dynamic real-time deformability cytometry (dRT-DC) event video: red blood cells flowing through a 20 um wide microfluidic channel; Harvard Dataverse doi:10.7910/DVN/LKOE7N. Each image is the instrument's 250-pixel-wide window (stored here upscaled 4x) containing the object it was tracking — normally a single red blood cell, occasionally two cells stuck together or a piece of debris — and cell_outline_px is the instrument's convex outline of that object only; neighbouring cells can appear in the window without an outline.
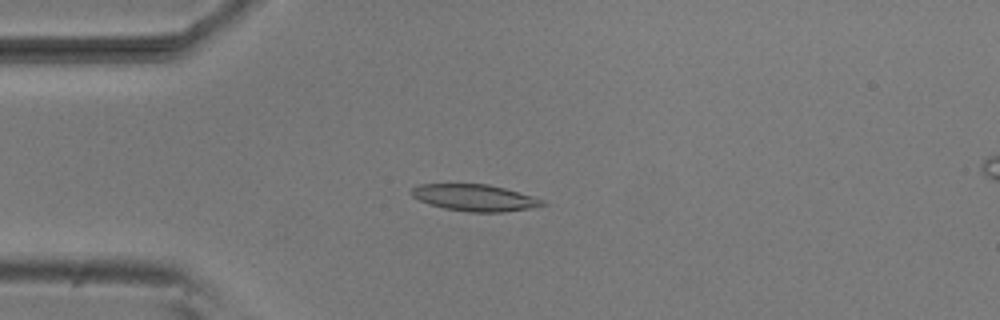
{"species": "common noctule bat (a hibernating species)", "species_latin": "Nyctalus noctula", "temperature_condition": "room temperature", "stored_images_in_passage": 53, "camera_frame_rate_fps": 3000, "um_per_image_px": 0.085, "animal": {"sex": "male", "body_mass_g": 20.5, "forearm_length_mm": 52.5}, "frame": {"image": 1, "passage_image": 13, "time_ms": 4.0, "image_size_px": [1000, 320], "cell_outline_px": [[548, 204], [532, 208], [504, 212], [468, 212], [444, 208], [420, 200], [412, 196], [408, 192], [412, 188], [420, 184], [488, 184], [504, 188], [532, 196], [544, 200]], "centroid_in_image_um": [40.37, 16.81], "position_along_channel_um": 44.6, "area_um2": 20.29}}
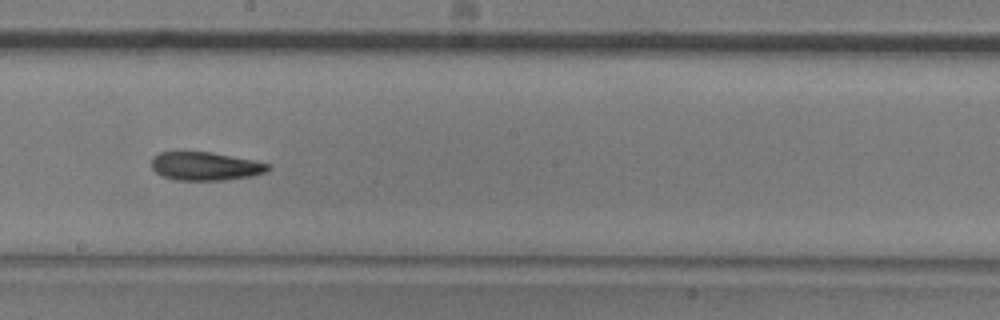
{"frame": {"image": 2, "passage_image": 29, "time_ms": 9.333, "image_size_px": [1000, 320], "cell_outline_px": [[272, 168], [268, 172], [252, 176], [224, 180], [176, 180], [164, 176], [156, 172], [152, 168], [152, 156], [160, 152], [212, 152], [272, 164]], "centroid_in_image_um": [17.5, 14.13], "position_along_channel_um": 230.7, "area_um2": 19.36}}
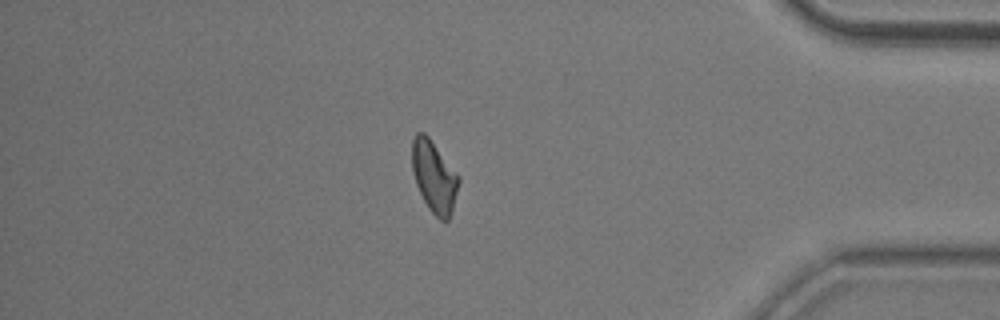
{"frame": {"image": 3, "passage_image": 45, "time_ms": 14.667, "image_size_px": [1000, 320], "cell_outline_px": [[460, 180], [452, 208], [448, 220], [440, 220], [428, 208], [416, 184], [412, 172], [412, 140], [416, 132], [424, 132], [428, 136], [460, 176]], "centroid_in_image_um": [36.89, 14.98], "position_along_channel_um": 398.3, "area_um2": 19.31}, "authors_computed_cell_mechanics": {"area_um2": 19.5942, "velocity_mm_per_s": 3.8015, "shape_relaxation_time_tau1_ms": 7.6385, "shape_relaxation_time_tau2_ms": 6.6317, "deformation_change_tau1": 0.1787, "deformation_change_tau2": 0.1489}}